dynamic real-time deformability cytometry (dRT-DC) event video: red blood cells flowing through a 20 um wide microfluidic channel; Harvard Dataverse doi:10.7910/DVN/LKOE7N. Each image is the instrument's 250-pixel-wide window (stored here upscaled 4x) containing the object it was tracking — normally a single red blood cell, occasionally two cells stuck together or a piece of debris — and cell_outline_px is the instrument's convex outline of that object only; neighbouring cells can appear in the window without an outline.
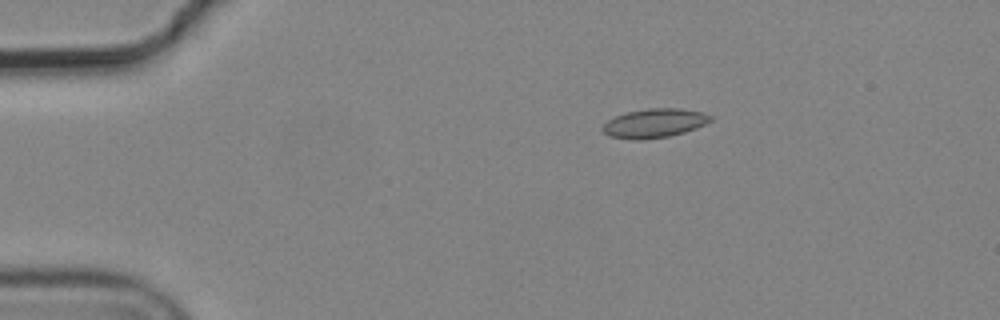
{"species": "common noctule bat (a hibernating species)", "species_latin": "Nyctalus noctula", "temperature_condition": "cold", "stored_images_in_passage": 3, "camera_frame_rate_fps": 3000, "um_per_image_px": 0.085, "animal": {"sex": "male", "body_mass_g": 19.2, "forearm_length_mm": 51.8}, "frame": {"image": 1, "passage_image": 1, "time_ms": 0.0, "image_size_px": [1000, 320], "cell_outline_px": [[716, 116], [712, 120], [696, 128], [684, 132], [668, 136], [640, 140], [636, 140], [608, 136], [600, 128], [608, 120], [616, 116], [628, 112], [648, 108], [680, 108], [704, 112]], "centroid_in_image_um": [55.65, 10.46], "position_along_channel_um": 29.3, "area_um2": 18.32}}